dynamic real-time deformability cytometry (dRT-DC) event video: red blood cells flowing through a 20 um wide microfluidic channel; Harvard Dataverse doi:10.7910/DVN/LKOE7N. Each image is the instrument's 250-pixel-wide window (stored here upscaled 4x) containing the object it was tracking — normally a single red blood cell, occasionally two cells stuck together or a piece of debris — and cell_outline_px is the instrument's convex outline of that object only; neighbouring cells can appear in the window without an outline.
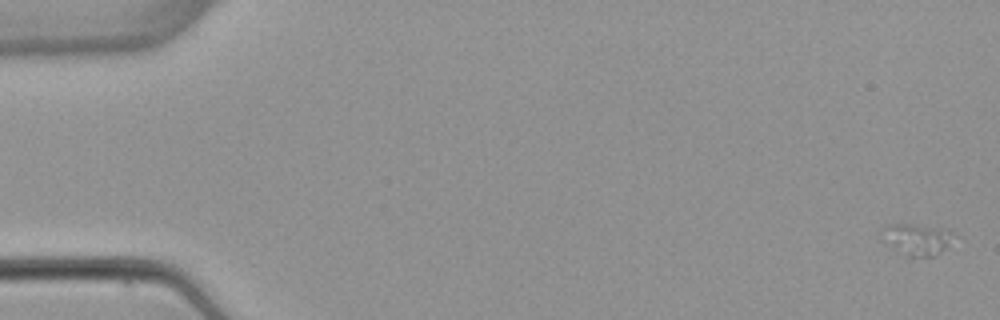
{"species": "common noctule bat (a hibernating species)", "species_latin": "Nyctalus noctula", "temperature_condition": "warm", "stored_images_in_passage": 4, "camera_frame_rate_fps": 3000, "um_per_image_px": 0.085, "animal": {"sex": "female", "body_mass_g": 22.7, "forearm_length_mm": 54.2}, "frame": {"image": 1, "passage_image": 1, "time_ms": 0.0, "image_size_px": [1000, 320], "cell_outline_px": [[952, 232], [944, 248], [936, 256], [908, 256], [880, 240], [880, 228], [888, 224], [916, 224]], "centroid_in_image_um": [77.77, 20.32], "position_along_channel_um": 7.2, "area_um2": 12.72}}
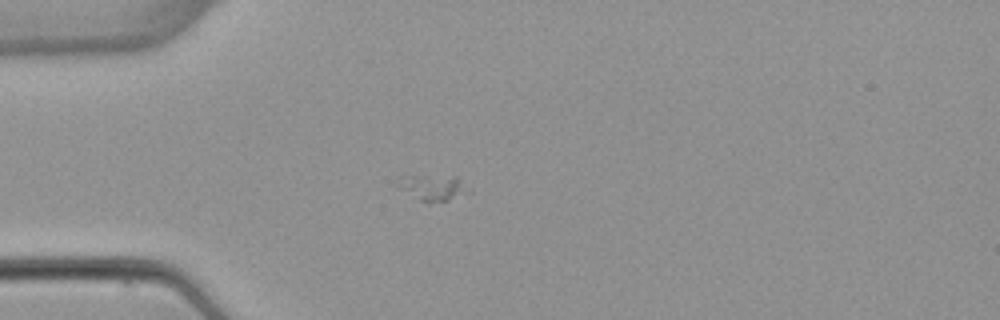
{"frame": {"image": 2, "passage_image": 4, "time_ms": 4.667, "image_size_px": [1000, 320], "cell_outline_px": [[472, 192], [448, 200], [420, 200], [400, 188], [396, 184], [396, 180], [400, 176], [456, 176]], "centroid_in_image_um": [36.8, 15.91], "position_along_channel_um": 48.2, "area_um2": 10.23}}